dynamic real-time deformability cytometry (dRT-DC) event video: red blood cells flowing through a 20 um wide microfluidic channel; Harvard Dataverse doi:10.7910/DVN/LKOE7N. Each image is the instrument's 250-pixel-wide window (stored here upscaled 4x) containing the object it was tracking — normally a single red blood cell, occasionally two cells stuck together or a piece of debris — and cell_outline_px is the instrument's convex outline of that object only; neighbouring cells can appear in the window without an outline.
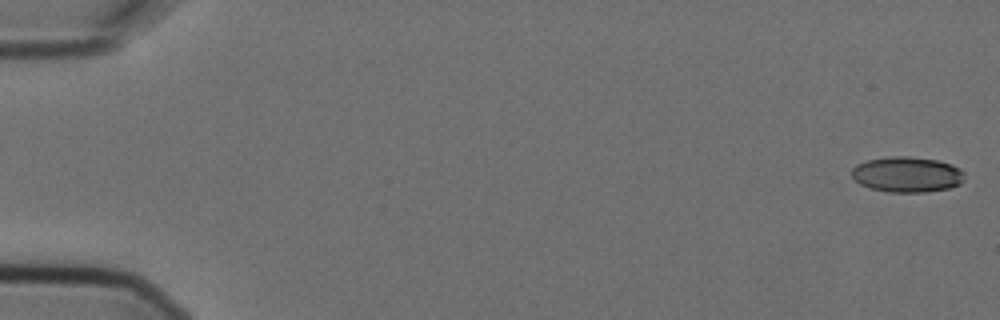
{"species": "Egyptian fruit bat (a non-hibernating species)", "species_latin": "Rousettus aegyptiacus", "temperature_condition": "cold", "stored_images_in_passage": 5, "segment_of_instrument_passage": [2, 2], "camera_frame_rate_fps": 3000, "um_per_image_px": 0.085, "animal": {"sex": "female"}, "frame": {"image": 1, "passage_image": 5, "time_ms": 1.333, "image_size_px": [1000, 320], "cell_outline_px": [[964, 180], [960, 184], [948, 188], [924, 192], [888, 192], [868, 188], [860, 184], [852, 176], [852, 168], [856, 164], [868, 160], [888, 156], [908, 156], [936, 160], [952, 164], [960, 168], [964, 172]], "centroid_in_image_um": [77.1, 14.83], "position_along_channel_um": 7.9, "area_um2": 23.47}}